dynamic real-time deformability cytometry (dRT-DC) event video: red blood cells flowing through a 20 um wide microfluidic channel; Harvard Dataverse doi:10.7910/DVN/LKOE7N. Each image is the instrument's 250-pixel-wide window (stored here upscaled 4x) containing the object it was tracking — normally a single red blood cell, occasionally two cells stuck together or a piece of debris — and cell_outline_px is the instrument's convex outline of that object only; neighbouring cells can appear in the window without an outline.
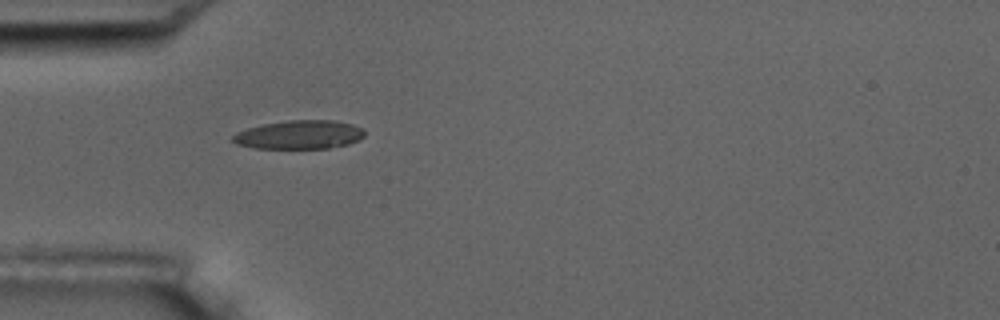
{"species": "common noctule bat (a hibernating species)", "species_latin": "Nyctalus noctula", "temperature_condition": "room temperature", "stored_images_in_passage": 2, "camera_frame_rate_fps": 3000, "um_per_image_px": 0.085, "animal": {"sex": "male", "body_mass_g": 17.5, "forearm_length_mm": 52.3}, "frame": {"image": 1, "passage_image": 1, "time_ms": 0.0, "image_size_px": [1000, 320], "cell_outline_px": [[364, 136], [360, 140], [348, 144], [328, 148], [256, 148], [236, 144], [232, 140], [232, 136], [236, 132], [248, 128], [264, 124], [288, 120], [332, 120], [352, 124], [364, 128]], "centroid_in_image_um": [25.46, 11.45], "position_along_channel_um": 59.5, "area_um2": 22.02}}